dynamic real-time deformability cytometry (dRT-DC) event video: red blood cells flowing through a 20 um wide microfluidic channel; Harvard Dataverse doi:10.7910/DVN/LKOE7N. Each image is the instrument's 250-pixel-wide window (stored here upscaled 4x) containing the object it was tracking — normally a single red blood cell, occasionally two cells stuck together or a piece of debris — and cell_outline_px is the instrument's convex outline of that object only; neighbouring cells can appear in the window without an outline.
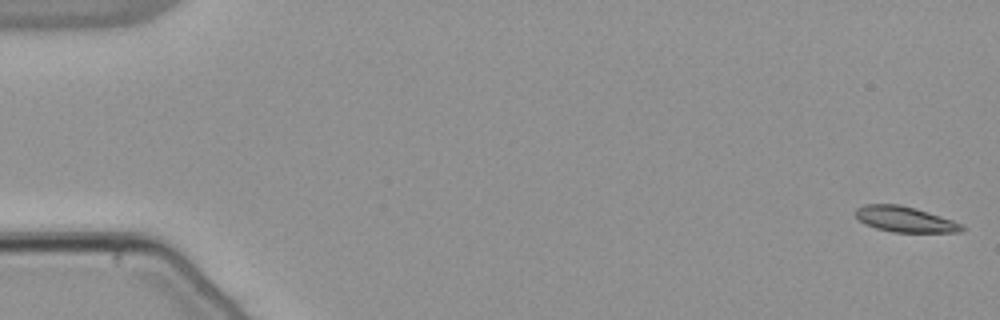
{"species": "common noctule bat (a hibernating species)", "species_latin": "Nyctalus noctula", "temperature_condition": "warm", "stored_images_in_passage": 54, "camera_frame_rate_fps": 3000, "um_per_image_px": 0.085, "animal": {"sex": "male", "body_mass_g": 21.5, "forearm_length_mm": 52.0}, "frame": {"image": 1, "passage_image": 1, "time_ms": 0.0, "image_size_px": [1000, 320], "cell_outline_px": [[964, 228], [960, 232], [892, 232], [876, 228], [864, 224], [856, 216], [856, 208], [864, 204], [900, 204], [916, 208], [952, 220], [960, 224]], "centroid_in_image_um": [76.88, 18.63], "position_along_channel_um": 8.1, "area_um2": 15.72}}
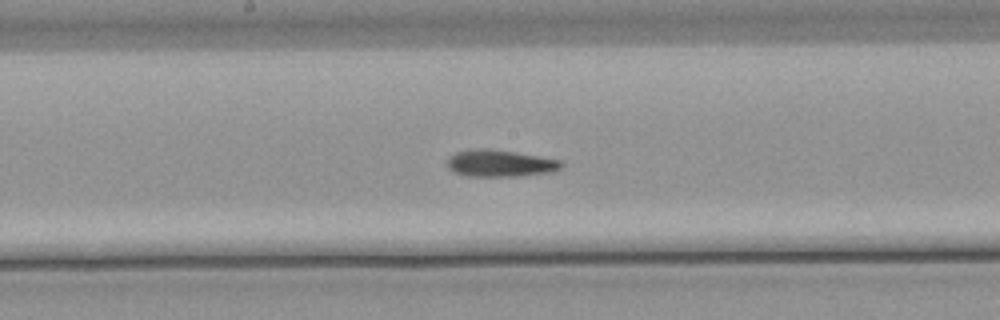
{"frame": {"image": 2, "passage_image": 29, "time_ms": 9.333, "image_size_px": [1000, 320], "cell_outline_px": [[564, 164], [560, 168], [552, 172], [516, 176], [468, 176], [456, 172], [448, 168], [448, 156], [456, 152], [480, 148], [488, 148], [516, 152], [540, 156], [560, 160]], "centroid_in_image_um": [42.52, 13.87], "position_along_channel_um": 205.7, "area_um2": 17.8}}
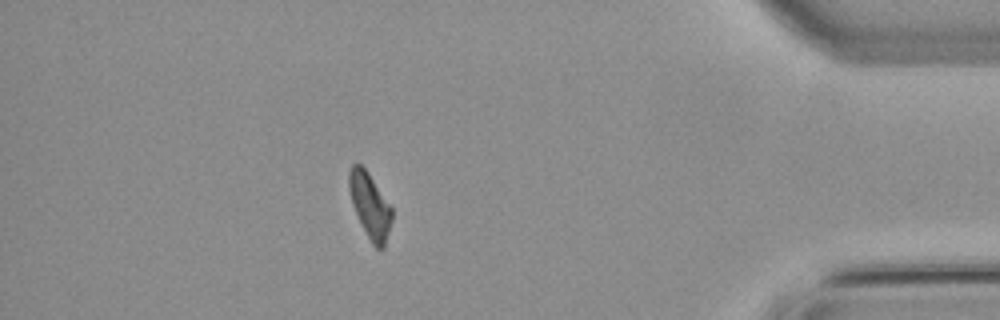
{"frame": {"image": 3, "passage_image": 48, "time_ms": 15.667, "image_size_px": [1000, 320], "cell_outline_px": [[392, 220], [384, 248], [376, 248], [372, 244], [352, 204], [348, 188], [348, 172], [352, 164], [360, 164], [368, 172], [392, 208]], "centroid_in_image_um": [31.44, 17.45], "position_along_channel_um": 403.8, "area_um2": 16.01}, "authors_computed_cell_mechanics": {"area_um2": 17.0221, "velocity_mm_per_s": 3.8206, "shape_relaxation_time_tau1_ms": 10.5456, "shape_relaxation_time_tau2_ms": 5.8084, "deformation_change_tau1": 0.2223, "deformation_change_tau2": 0.122}}